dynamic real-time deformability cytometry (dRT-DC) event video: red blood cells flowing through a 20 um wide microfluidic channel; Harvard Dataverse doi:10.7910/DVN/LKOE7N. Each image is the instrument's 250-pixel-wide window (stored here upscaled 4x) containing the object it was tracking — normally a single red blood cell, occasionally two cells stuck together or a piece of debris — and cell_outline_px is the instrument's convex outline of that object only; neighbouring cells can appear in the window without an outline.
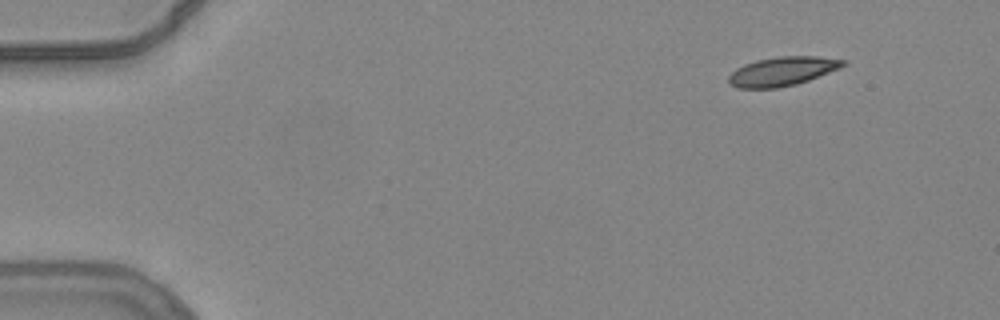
{"species": "common noctule bat (a hibernating species)", "species_latin": "Nyctalus noctula", "temperature_condition": "warm", "stored_images_in_passage": 50, "camera_frame_rate_fps": 3000, "um_per_image_px": 0.085, "animal": {"sex": "female", "body_mass_g": 24.6, "forearm_length_mm": 56.2}, "frame": {"image": 1, "passage_image": 1, "time_ms": 0.0, "image_size_px": [1000, 320], "cell_outline_px": [[848, 64], [840, 68], [808, 80], [796, 84], [776, 88], [736, 88], [728, 84], [728, 76], [736, 68], [744, 64], [756, 60], [780, 56], [816, 56], [848, 60]], "centroid_in_image_um": [66.5, 6.06], "position_along_channel_um": 18.5, "area_um2": 19.48}}
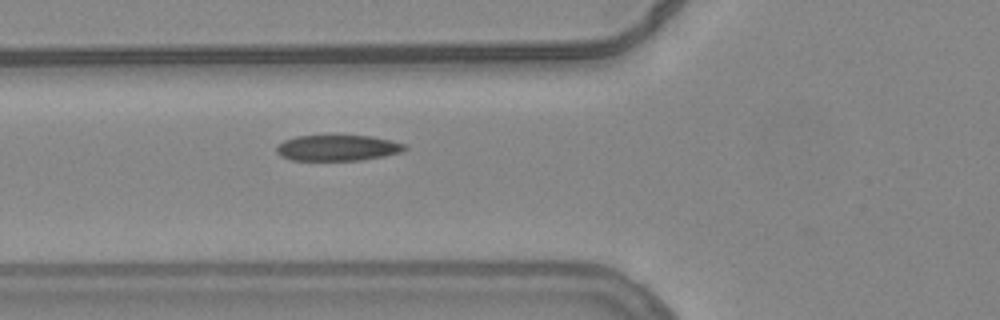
{"frame": {"image": 2, "passage_image": 16, "time_ms": 5.0, "image_size_px": [1000, 320], "cell_outline_px": [[408, 148], [400, 152], [384, 156], [360, 160], [292, 160], [280, 156], [276, 152], [276, 144], [284, 140], [296, 136], [372, 136], [392, 140], [404, 144]], "centroid_in_image_um": [28.67, 12.57], "position_along_channel_um": 97.1, "area_um2": 19.31}}
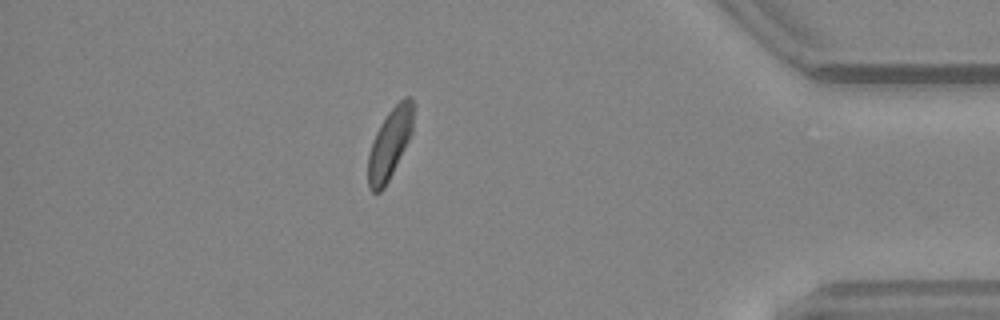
{"frame": {"image": 3, "passage_image": 43, "time_ms": 14.0, "image_size_px": [1000, 320], "cell_outline_px": [[416, 104], [412, 132], [384, 188], [380, 192], [372, 192], [368, 188], [368, 156], [372, 140], [380, 124], [388, 112], [404, 96], [412, 96]], "centroid_in_image_um": [33.15, 12.14], "position_along_channel_um": 402.0, "area_um2": 18.67}, "authors_computed_cell_mechanics": {"area_um2": 19.7387, "velocity_mm_per_s": 3.8213, "shape_relaxation_time_tau1_ms": 9.6844, "shape_relaxation_time_tau2_ms": 1.6542, "deformation_change_tau1": 0.2215, "deformation_change_tau2": 0.0638}}